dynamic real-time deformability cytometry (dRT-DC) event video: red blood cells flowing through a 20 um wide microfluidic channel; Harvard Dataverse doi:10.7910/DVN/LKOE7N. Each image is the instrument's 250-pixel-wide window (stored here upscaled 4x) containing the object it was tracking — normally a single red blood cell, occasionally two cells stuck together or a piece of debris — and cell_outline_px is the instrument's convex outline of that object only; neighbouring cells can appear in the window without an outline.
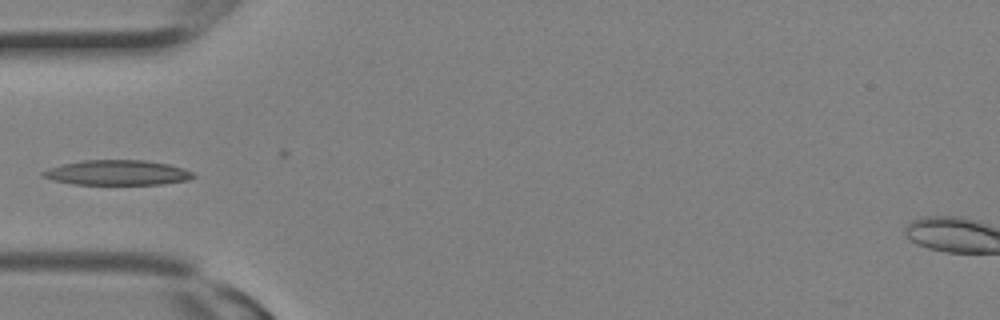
{"species": "Egyptian fruit bat (a non-hibernating species)", "species_latin": "Rousettus aegyptiacus", "temperature_condition": "room temperature", "stored_images_in_passage": 2, "camera_frame_rate_fps": 3000, "um_per_image_px": 0.085, "animal": {"sex": "female"}, "frame": {"image": 1, "passage_image": 2, "time_ms": 0.333, "image_size_px": [1000, 320], "cell_outline_px": [[196, 176], [188, 180], [164, 184], [72, 184], [52, 180], [40, 176], [40, 172], [48, 168], [80, 160], [144, 160], [168, 164], [184, 168], [192, 172]], "centroid_in_image_um": [9.95, 14.67], "position_along_channel_um": 75.1, "area_um2": 22.02}}